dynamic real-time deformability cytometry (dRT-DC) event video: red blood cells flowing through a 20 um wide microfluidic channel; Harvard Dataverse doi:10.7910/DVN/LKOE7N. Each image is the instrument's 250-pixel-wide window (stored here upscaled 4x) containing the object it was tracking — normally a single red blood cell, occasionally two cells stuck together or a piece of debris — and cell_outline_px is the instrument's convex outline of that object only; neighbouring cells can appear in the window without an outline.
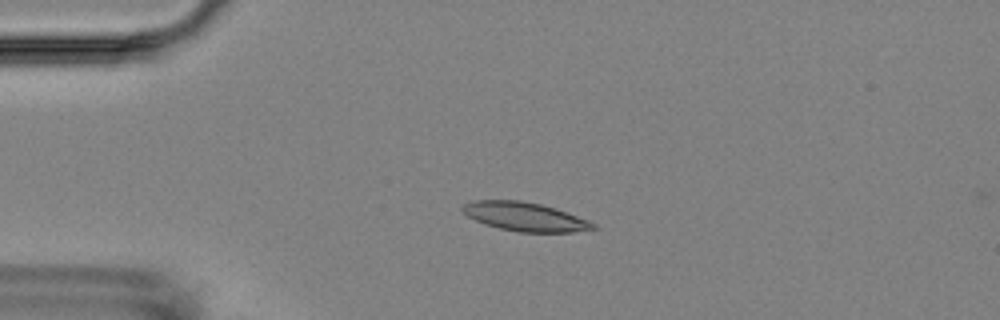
{"species": "Egyptian fruit bat (a non-hibernating species)", "species_latin": "Rousettus aegyptiacus", "temperature_condition": "room temperature", "stored_images_in_passage": 4, "camera_frame_rate_fps": 3000, "um_per_image_px": 0.085, "animal": {"sex": "female"}, "frame": {"image": 1, "passage_image": 3, "time_ms": 3.333, "image_size_px": [1000, 320], "cell_outline_px": [[600, 228], [572, 232], [516, 232], [484, 224], [468, 216], [460, 208], [464, 204], [472, 200], [520, 200], [540, 204], [556, 208], [568, 212], [588, 220], [596, 224]], "centroid_in_image_um": [44.64, 18.42], "position_along_channel_um": 40.4, "area_um2": 22.02}}